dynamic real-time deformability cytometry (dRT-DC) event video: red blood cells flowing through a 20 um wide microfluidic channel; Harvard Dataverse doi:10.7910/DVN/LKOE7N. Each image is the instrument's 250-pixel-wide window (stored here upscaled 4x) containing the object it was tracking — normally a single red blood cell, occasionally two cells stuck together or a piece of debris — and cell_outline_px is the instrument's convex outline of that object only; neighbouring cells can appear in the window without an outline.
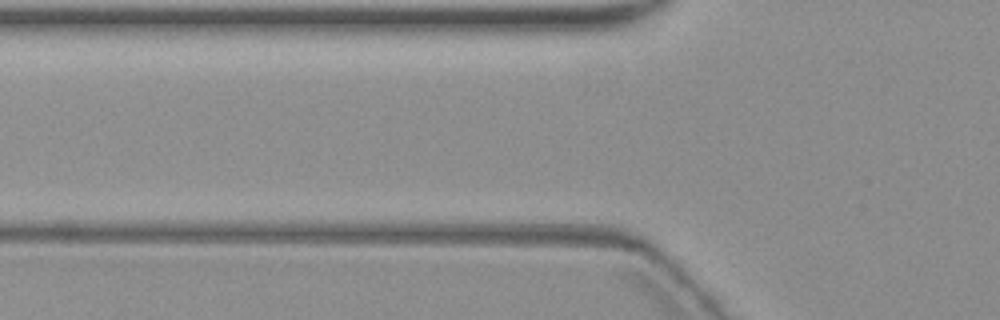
{"species": "common noctule bat (a hibernating species)", "species_latin": "Nyctalus noctula", "temperature_condition": "warm", "stored_images_in_passage": 2, "camera_frame_rate_fps": 3000, "um_per_image_px": 0.085, "animal": {"sex": "female", "body_mass_g": 19.3, "forearm_length_mm": 54.1}, "frame": {"image": 1, "passage_image": 2, "time_ms": 1.0, "image_size_px": [1000, 320], "cell_outline_px": [[640, 248], [636, 252], [628, 252], [448, 244], [452, 240], [508, 236], [564, 236], [620, 244]], "centroid_in_image_um": [46.5, 20.68], "position_along_channel_um": 79.3, "area_um2": 12.89}}